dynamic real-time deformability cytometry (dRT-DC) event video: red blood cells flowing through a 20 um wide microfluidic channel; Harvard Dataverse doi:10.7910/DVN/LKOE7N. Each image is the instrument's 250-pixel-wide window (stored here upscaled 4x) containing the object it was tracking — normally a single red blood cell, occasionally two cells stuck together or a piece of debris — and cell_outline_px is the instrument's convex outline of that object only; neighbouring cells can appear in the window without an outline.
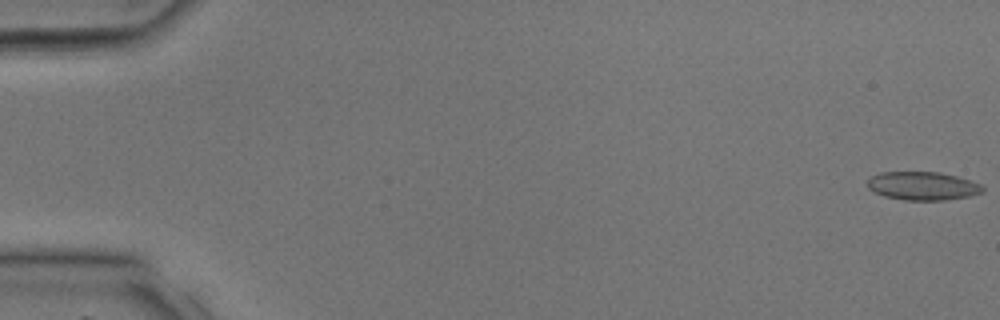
{"species": "common noctule bat (a hibernating species)", "species_latin": "Nyctalus noctula", "temperature_condition": "room temperature", "stored_images_in_passage": 39, "camera_frame_rate_fps": 3000, "um_per_image_px": 0.085, "animal": {"sex": "male", "body_mass_g": 17.9, "forearm_length_mm": 54.2}, "frame": {"image": 1, "passage_image": 1, "time_ms": 0.0, "image_size_px": [1000, 320], "cell_outline_px": [[984, 192], [972, 196], [944, 200], [904, 200], [884, 196], [868, 188], [868, 180], [872, 176], [880, 172], [940, 172], [956, 176], [980, 184], [984, 188]], "centroid_in_image_um": [78.45, 15.81], "position_along_channel_um": 6.6, "area_um2": 19.02}}
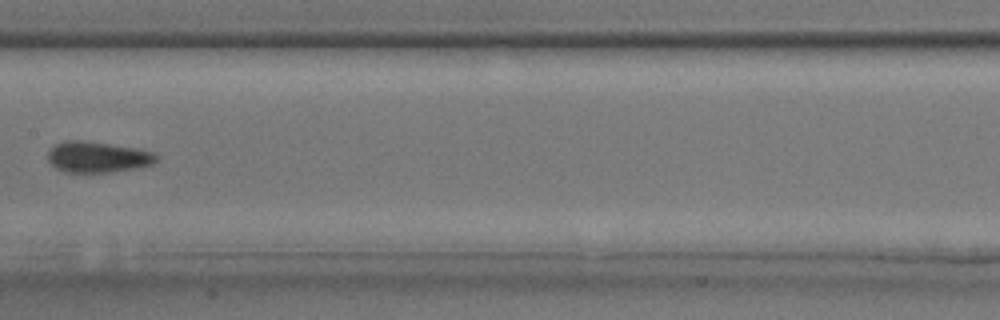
{"frame": {"image": 2, "passage_image": 21, "time_ms": 6.667, "image_size_px": [1000, 320], "cell_outline_px": [[156, 160], [152, 164], [136, 168], [112, 172], [68, 172], [56, 168], [48, 160], [48, 152], [56, 144], [64, 140], [80, 140], [140, 148], [152, 152], [156, 156]], "centroid_in_image_um": [8.3, 13.34], "position_along_channel_um": 199.1, "area_um2": 19.42}}
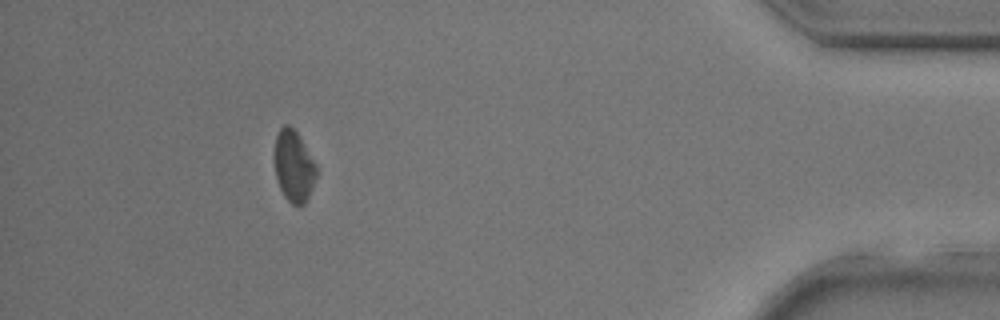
{"frame": {"image": 3, "passage_image": 36, "time_ms": 11.667, "image_size_px": [1000, 320], "cell_outline_px": [[320, 172], [304, 204], [300, 208], [292, 204], [284, 196], [276, 180], [272, 160], [272, 156], [276, 136], [280, 128], [284, 124], [288, 124], [300, 136], [316, 164]], "centroid_in_image_um": [24.96, 14.13], "position_along_channel_um": 410.2, "area_um2": 18.21}}